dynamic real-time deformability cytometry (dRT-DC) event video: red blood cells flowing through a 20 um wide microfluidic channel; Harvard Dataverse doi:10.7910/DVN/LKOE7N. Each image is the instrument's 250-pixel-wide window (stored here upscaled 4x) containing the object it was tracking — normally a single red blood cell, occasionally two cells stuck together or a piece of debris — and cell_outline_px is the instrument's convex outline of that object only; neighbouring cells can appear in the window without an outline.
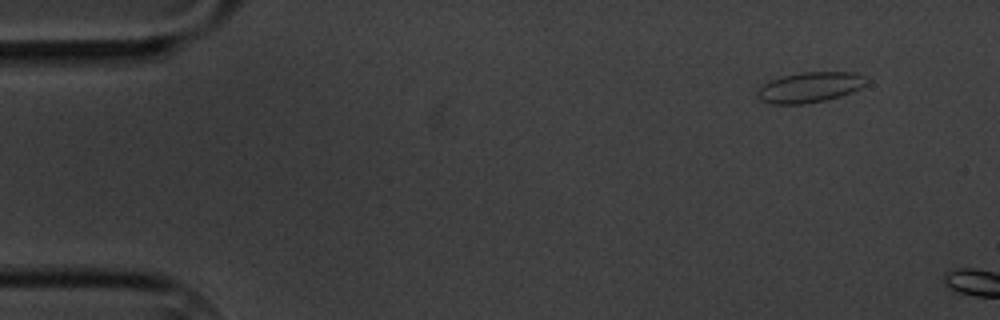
{"species": "common noctule bat (a hibernating species)", "species_latin": "Nyctalus noctula", "temperature_condition": "cold", "stored_images_in_passage": 2, "camera_frame_rate_fps": 3000, "um_per_image_px": 0.085, "animal": {"sex": "male", "body_mass_g": 20.1, "forearm_length_mm": 53.5}, "frame": {"image": 1, "passage_image": 1, "time_ms": 0.0, "image_size_px": [1000, 320], "cell_outline_px": [[872, 80], [860, 88], [852, 92], [840, 96], [824, 100], [804, 104], [772, 104], [760, 100], [756, 96], [756, 92], [764, 84], [780, 76], [800, 72], [852, 72], [868, 76]], "centroid_in_image_um": [68.88, 7.41], "position_along_channel_um": 16.1, "area_um2": 19.54}}